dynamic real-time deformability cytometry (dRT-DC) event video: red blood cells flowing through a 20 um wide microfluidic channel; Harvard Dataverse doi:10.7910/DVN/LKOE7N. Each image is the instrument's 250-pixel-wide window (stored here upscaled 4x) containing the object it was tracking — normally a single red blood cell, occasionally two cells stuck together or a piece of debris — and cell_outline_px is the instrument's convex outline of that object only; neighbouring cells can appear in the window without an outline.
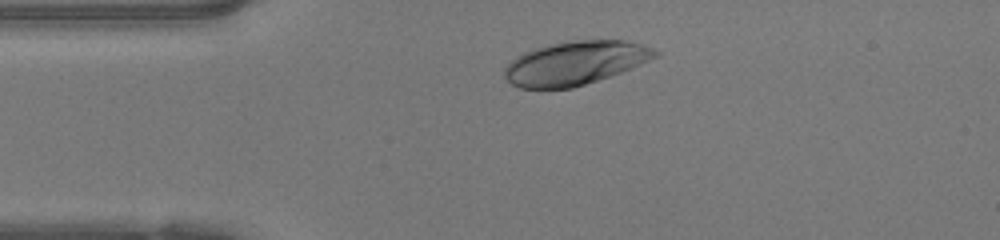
{"species": "human", "species_latin": "Homo sapiens", "temperature_condition": "warm", "stored_images_in_passage": 35, "camera_frame_rate_fps": 3000, "um_per_image_px": 0.085, "donor": {"sex": "female"}, "frame": {"image": 1, "passage_image": 4, "time_ms": 1.0, "image_size_px": [1000, 240], "cell_outline_px": [[660, 56], [632, 68], [572, 88], [520, 88], [512, 84], [504, 76], [504, 68], [516, 56], [524, 52], [548, 44], [576, 40], [624, 40], [644, 44], [660, 52]], "centroid_in_image_um": [48.92, 5.34], "position_along_channel_um": 36.1, "area_um2": 38.21}}
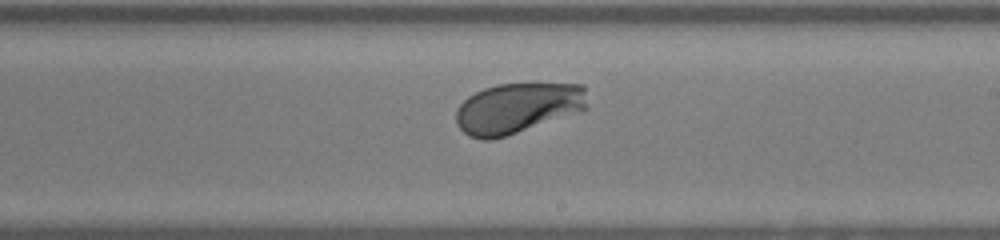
{"frame": {"image": 2, "passage_image": 21, "time_ms": 6.667, "image_size_px": [1000, 240], "cell_outline_px": [[588, 108], [580, 112], [492, 140], [484, 140], [468, 136], [456, 124], [456, 108], [468, 96], [484, 88], [496, 84], [584, 84], [588, 104]], "centroid_in_image_um": [43.99, 9.19], "position_along_channel_um": 245.0, "area_um2": 38.73}}
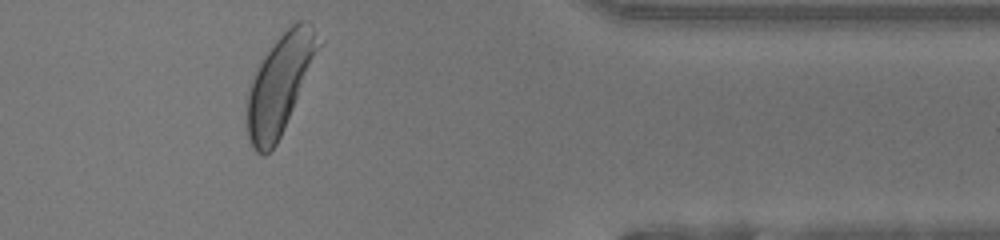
{"frame": {"image": 3, "passage_image": 33, "time_ms": 10.667, "image_size_px": [1000, 240], "cell_outline_px": [[324, 44], [284, 128], [276, 144], [264, 156], [256, 152], [252, 148], [248, 140], [248, 88], [260, 60], [272, 44], [292, 24], [300, 20], [308, 20], [312, 24], [324, 40]], "centroid_in_image_um": [23.85, 7.08], "position_along_channel_um": 387.6, "area_um2": 41.44}, "authors_computed_cell_mechanics": {"area_um2": 38.7838, "velocity_mm_per_s": 4.1868, "shape_relaxation_time_tau1_ms": 2.053, "shape_relaxation_time_tau2_ms": null, "deformation_change_tau1": 0.1563, "deformation_change_tau2": null}}